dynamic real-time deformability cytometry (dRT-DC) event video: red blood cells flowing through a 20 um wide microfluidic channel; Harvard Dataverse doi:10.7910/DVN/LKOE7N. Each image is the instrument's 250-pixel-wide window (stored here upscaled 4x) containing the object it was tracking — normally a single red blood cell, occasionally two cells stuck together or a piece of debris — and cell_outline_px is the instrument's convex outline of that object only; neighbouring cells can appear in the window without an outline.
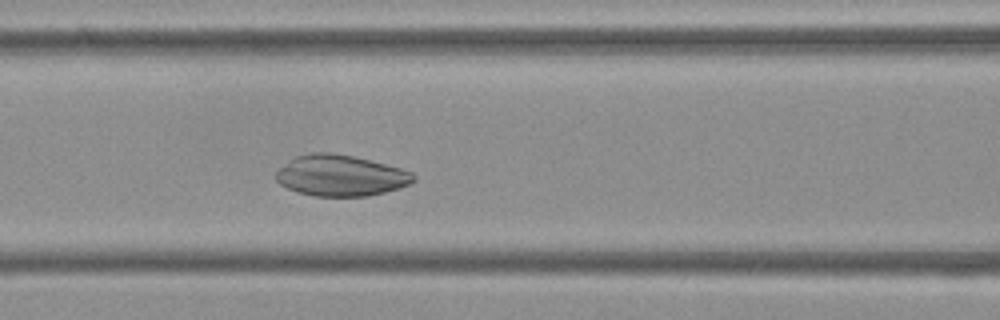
{"species": "Egyptian fruit bat (a non-hibernating species)", "species_latin": "Rousettus aegyptiacus", "temperature_condition": "cold", "stored_images_in_passage": 50, "camera_frame_rate_fps": 3000, "um_per_image_px": 0.085, "frame": {"image": 1, "passage_image": 19, "time_ms": 6.0, "image_size_px": [1000, 320], "cell_outline_px": [[416, 180], [400, 188], [368, 196], [316, 196], [296, 192], [280, 184], [276, 180], [276, 172], [280, 168], [296, 156], [312, 152], [332, 152], [352, 156], [400, 168], [412, 172], [416, 176]], "centroid_in_image_um": [28.95, 14.93], "position_along_channel_um": 137.6, "area_um2": 32.71}}
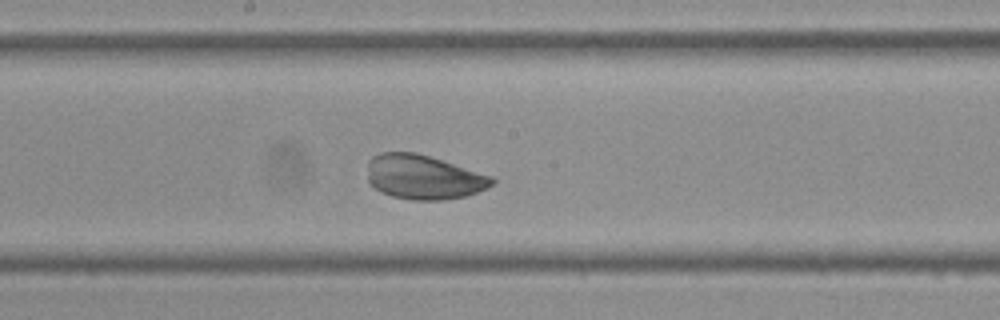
{"frame": {"image": 2, "passage_image": 25, "time_ms": 8.0, "image_size_px": [1000, 320], "cell_outline_px": [[496, 184], [488, 188], [464, 196], [444, 200], [412, 200], [392, 196], [380, 192], [368, 180], [368, 160], [372, 156], [380, 152], [416, 152], [492, 176], [496, 180]], "centroid_in_image_um": [36.0, 15.05], "position_along_channel_um": 212.2, "area_um2": 32.25}}
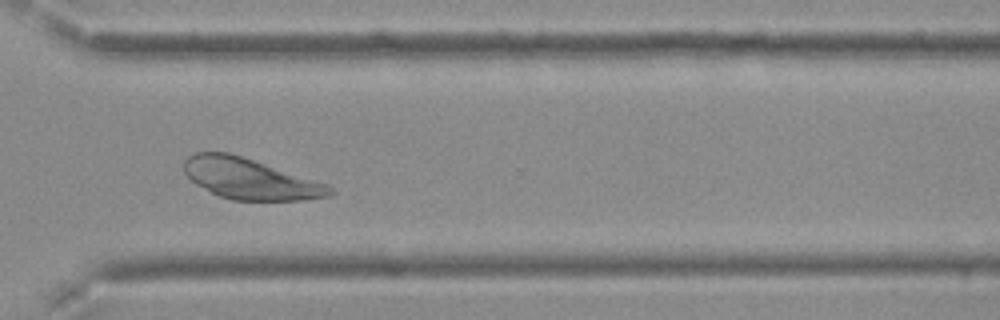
{"frame": {"image": 3, "passage_image": 36, "time_ms": 11.667, "image_size_px": [1000, 320], "cell_outline_px": [[336, 192], [332, 196], [304, 200], [232, 200], [220, 196], [196, 184], [184, 172], [184, 160], [188, 156], [196, 152], [228, 152], [328, 184]], "centroid_in_image_um": [21.28, 15.21], "position_along_channel_um": 349.3, "area_um2": 34.39}}